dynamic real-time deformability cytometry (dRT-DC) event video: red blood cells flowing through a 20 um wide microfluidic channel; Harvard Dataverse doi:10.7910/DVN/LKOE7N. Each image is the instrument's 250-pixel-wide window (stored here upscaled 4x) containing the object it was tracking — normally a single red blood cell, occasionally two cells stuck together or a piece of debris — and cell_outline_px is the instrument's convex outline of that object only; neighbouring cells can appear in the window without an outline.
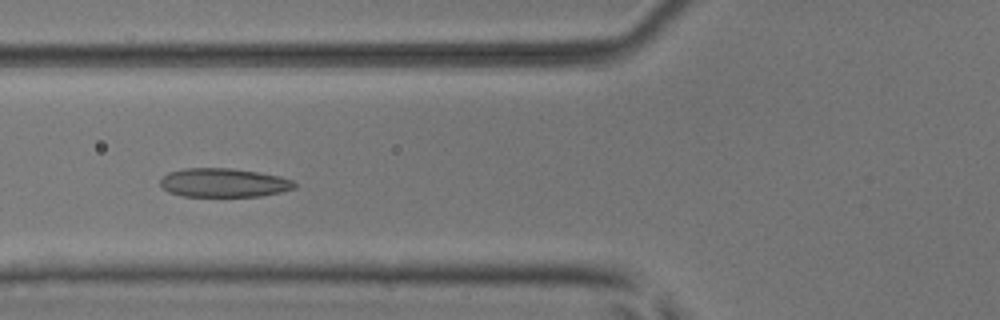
{"species": "common noctule bat (a hibernating species)", "species_latin": "Nyctalus noctula", "temperature_condition": "room temperature", "stored_images_in_passage": 53, "camera_frame_rate_fps": 3000, "um_per_image_px": 0.085, "animal": {"sex": "male", "body_mass_g": 17.9, "forearm_length_mm": 54.2}, "frame": {"image": 1, "passage_image": 21, "time_ms": 6.667, "image_size_px": [1000, 320], "cell_outline_px": [[296, 188], [280, 192], [260, 196], [184, 196], [168, 192], [160, 184], [160, 180], [168, 172], [184, 168], [232, 168], [280, 176], [292, 180], [296, 184]], "centroid_in_image_um": [19.01, 15.53], "position_along_channel_um": 106.8, "area_um2": 22.48}}
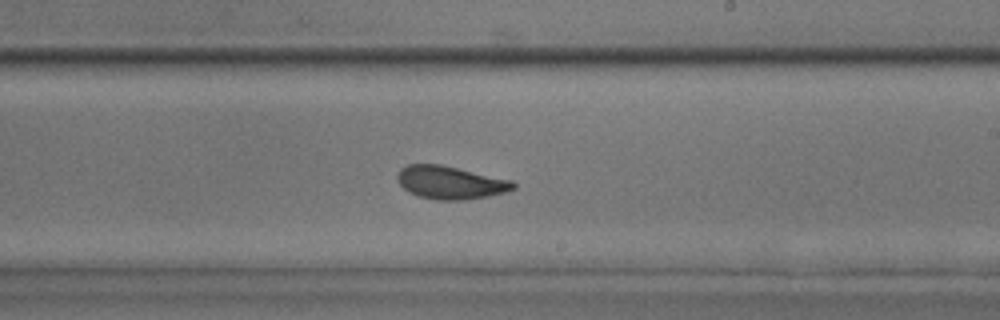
{"frame": {"image": 2, "passage_image": 32, "time_ms": 10.333, "image_size_px": [1000, 320], "cell_outline_px": [[516, 188], [504, 192], [488, 196], [464, 200], [436, 200], [416, 196], [408, 192], [396, 180], [396, 176], [400, 168], [408, 164], [440, 164], [512, 180], [516, 184]], "centroid_in_image_um": [38.24, 15.52], "position_along_channel_um": 250.8, "area_um2": 22.43}}
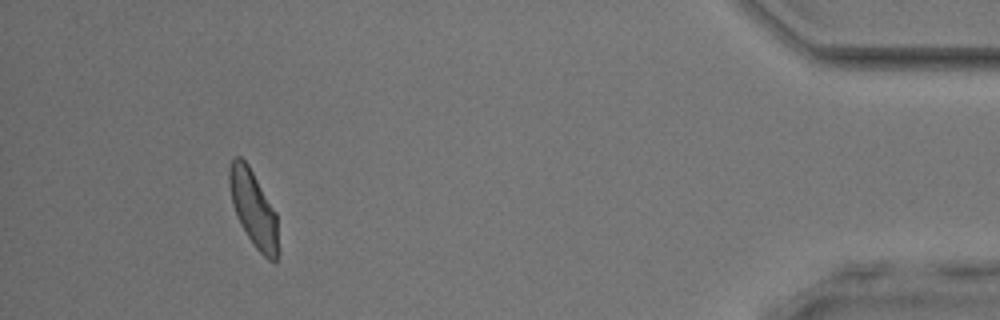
{"frame": {"image": 3, "passage_image": 49, "time_ms": 16.0, "image_size_px": [1000, 320], "cell_outline_px": [[280, 252], [276, 260], [272, 264], [256, 248], [240, 224], [236, 216], [232, 204], [228, 184], [228, 168], [232, 160], [236, 156], [240, 156], [248, 164], [276, 212]], "centroid_in_image_um": [21.56, 17.77], "position_along_channel_um": 413.6, "area_um2": 22.08}, "authors_computed_cell_mechanics": {"area_um2": 22.542, "velocity_mm_per_s": 3.9441, "shape_relaxation_time_tau1_ms": 5.8441, "shape_relaxation_time_tau2_ms": 2.132, "deformation_change_tau1": 0.1657, "deformation_change_tau2": 0.0746}}